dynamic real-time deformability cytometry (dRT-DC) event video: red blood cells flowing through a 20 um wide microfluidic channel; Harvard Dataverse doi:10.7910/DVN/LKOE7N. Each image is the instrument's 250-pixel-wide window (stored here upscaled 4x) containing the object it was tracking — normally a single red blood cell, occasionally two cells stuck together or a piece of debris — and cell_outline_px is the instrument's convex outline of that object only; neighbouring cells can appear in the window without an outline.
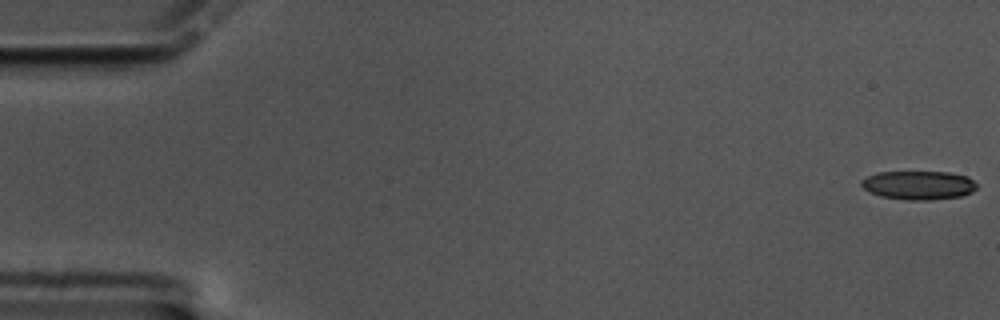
{"species": "common noctule bat (a hibernating species)", "species_latin": "Nyctalus noctula", "temperature_condition": "cold", "stored_images_in_passage": 16, "camera_frame_rate_fps": 3000, "um_per_image_px": 0.085, "animal": {"sex": "male", "body_mass_g": 17.5, "forearm_length_mm": 52.3}, "frame": {"image": 1, "passage_image": 1, "time_ms": 0.0, "image_size_px": [1000, 320], "cell_outline_px": [[976, 188], [972, 192], [960, 196], [924, 200], [908, 200], [880, 196], [864, 188], [860, 184], [860, 180], [876, 172], [948, 172], [968, 176], [976, 184]], "centroid_in_image_um": [78.06, 15.73], "position_along_channel_um": 6.9, "area_um2": 19.19}}
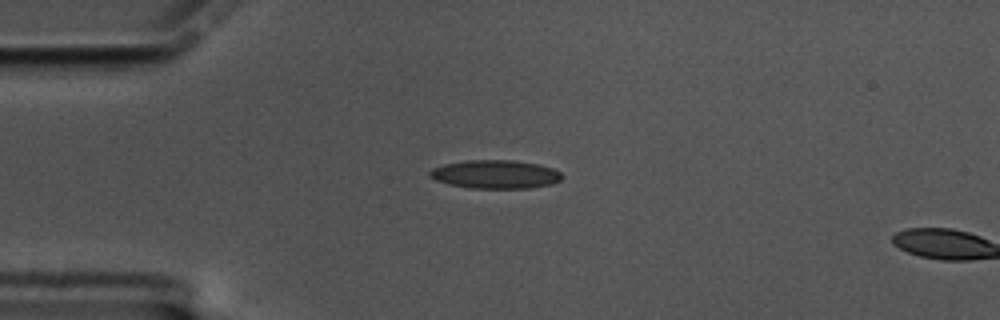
{"frame": {"image": 2, "passage_image": 15, "time_ms": 4.667, "image_size_px": [1000, 320], "cell_outline_px": [[564, 176], [560, 180], [552, 184], [528, 188], [468, 188], [448, 184], [436, 180], [428, 176], [428, 172], [432, 168], [444, 164], [468, 160], [512, 160], [540, 164], [552, 168], [560, 172]], "centroid_in_image_um": [42.1, 14.81], "position_along_channel_um": 42.9, "area_um2": 22.08}}